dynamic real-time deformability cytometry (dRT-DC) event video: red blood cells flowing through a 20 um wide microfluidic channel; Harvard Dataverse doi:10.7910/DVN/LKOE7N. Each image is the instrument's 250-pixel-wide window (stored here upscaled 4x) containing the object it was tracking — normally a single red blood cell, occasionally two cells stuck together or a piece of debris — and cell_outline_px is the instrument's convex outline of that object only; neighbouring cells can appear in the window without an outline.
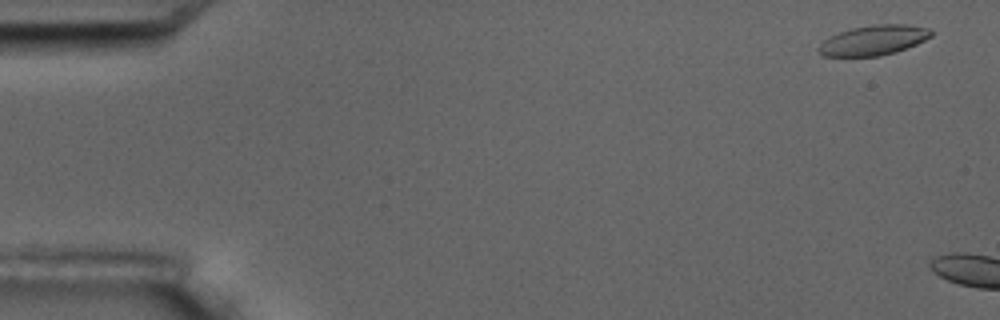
{"species": "common noctule bat (a hibernating species)", "species_latin": "Nyctalus noctula", "temperature_condition": "room temperature", "stored_images_in_passage": 2, "camera_frame_rate_fps": 3000, "um_per_image_px": 0.085, "animal": {"sex": "male", "body_mass_g": 17.5, "forearm_length_mm": 52.3}, "frame": {"image": 1, "passage_image": 1, "time_ms": 0.0, "image_size_px": [1000, 320], "cell_outline_px": [[932, 36], [916, 44], [896, 52], [880, 56], [824, 56], [816, 48], [824, 40], [840, 32], [852, 28], [872, 24], [904, 24], [928, 28], [932, 32]], "centroid_in_image_um": [74.26, 3.42], "position_along_channel_um": 10.7, "area_um2": 19.48}}